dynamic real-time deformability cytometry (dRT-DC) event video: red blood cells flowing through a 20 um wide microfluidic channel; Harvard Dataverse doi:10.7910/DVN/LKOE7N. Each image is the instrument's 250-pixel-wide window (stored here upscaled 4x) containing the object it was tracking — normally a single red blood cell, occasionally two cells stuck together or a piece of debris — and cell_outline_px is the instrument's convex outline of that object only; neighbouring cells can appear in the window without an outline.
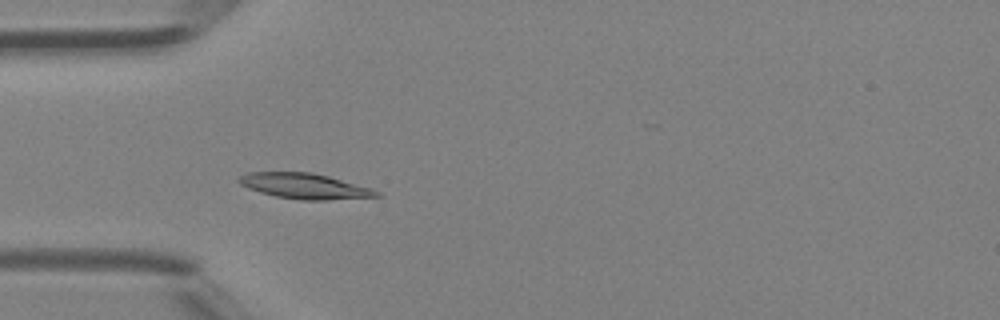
{"species": "Egyptian fruit bat (a non-hibernating species)", "species_latin": "Rousettus aegyptiacus", "temperature_condition": "room temperature", "stored_images_in_passage": 4, "camera_frame_rate_fps": 3000, "um_per_image_px": 0.085, "animal": {"sex": "female"}, "frame": {"image": 1, "passage_image": 4, "time_ms": 1.0, "image_size_px": [1000, 320], "cell_outline_px": [[384, 196], [328, 200], [300, 200], [276, 196], [260, 192], [248, 188], [240, 184], [236, 180], [240, 176], [248, 172], [312, 172], [328, 176], [372, 188], [380, 192]], "centroid_in_image_um": [25.92, 15.82], "position_along_channel_um": 59.1, "area_um2": 20.52}}